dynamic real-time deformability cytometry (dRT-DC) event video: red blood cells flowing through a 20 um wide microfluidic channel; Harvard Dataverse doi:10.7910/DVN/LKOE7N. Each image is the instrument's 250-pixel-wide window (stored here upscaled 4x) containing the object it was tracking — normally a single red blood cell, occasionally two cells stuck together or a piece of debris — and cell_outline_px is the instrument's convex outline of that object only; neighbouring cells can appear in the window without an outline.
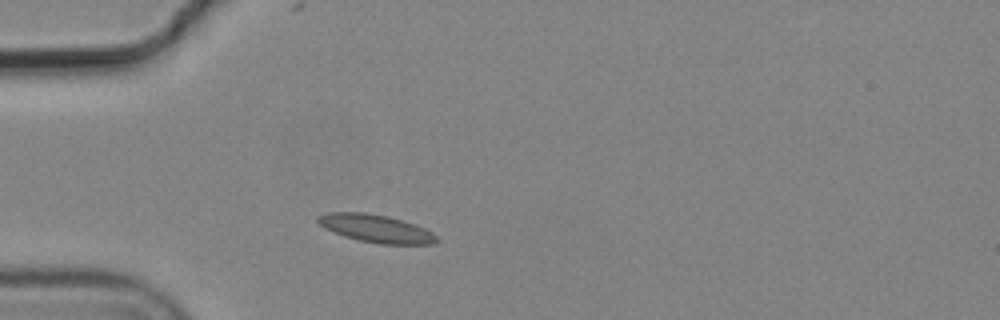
{"species": "common noctule bat (a hibernating species)", "species_latin": "Nyctalus noctula", "temperature_condition": "cold", "stored_images_in_passage": 1, "camera_frame_rate_fps": 3000, "um_per_image_px": 0.085, "animal": {"sex": "male", "body_mass_g": 19.2, "forearm_length_mm": 51.8}, "frame": {"image": 1, "passage_image": 1, "time_ms": 0.0, "image_size_px": [1000, 320], "cell_outline_px": [[440, 240], [436, 244], [380, 244], [360, 240], [344, 236], [324, 228], [316, 220], [316, 216], [328, 212], [364, 212], [388, 216], [416, 224], [432, 232]], "centroid_in_image_um": [31.97, 19.42], "position_along_channel_um": 53.0, "area_um2": 19.36}}